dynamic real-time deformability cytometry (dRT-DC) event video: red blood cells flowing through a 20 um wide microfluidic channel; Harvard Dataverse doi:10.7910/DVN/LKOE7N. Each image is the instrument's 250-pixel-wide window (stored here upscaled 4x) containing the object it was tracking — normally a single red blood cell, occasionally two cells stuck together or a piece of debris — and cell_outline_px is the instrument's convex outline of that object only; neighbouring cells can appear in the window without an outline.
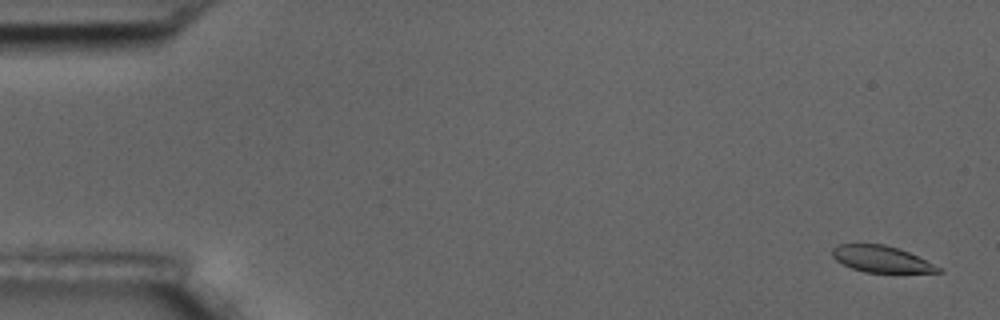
{"species": "common noctule bat (a hibernating species)", "species_latin": "Nyctalus noctula", "temperature_condition": "room temperature", "stored_images_in_passage": 5, "camera_frame_rate_fps": 3000, "um_per_image_px": 0.085, "animal": {"sex": "male", "body_mass_g": 17.5, "forearm_length_mm": 52.3}, "frame": {"image": 1, "passage_image": 1, "time_ms": 0.0, "image_size_px": [1000, 320], "cell_outline_px": [[940, 272], [864, 272], [852, 268], [836, 260], [832, 256], [832, 248], [840, 244], [884, 244], [908, 252], [940, 268]], "centroid_in_image_um": [74.84, 22.01], "position_along_channel_um": 10.2, "area_um2": 15.84}}
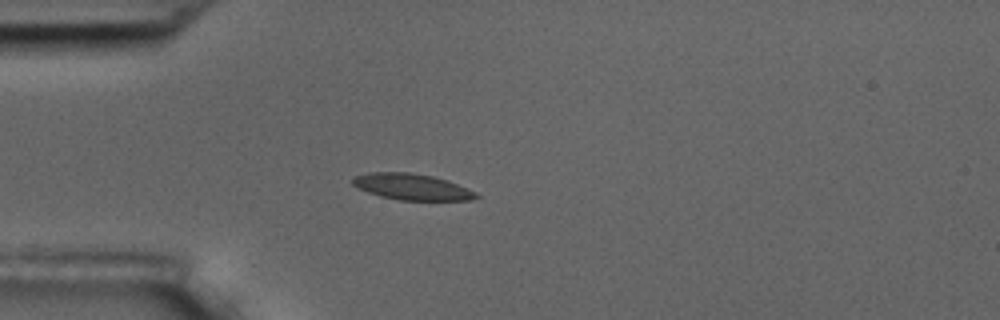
{"frame": {"image": 2, "passage_image": 5, "time_ms": 4.667, "image_size_px": [1000, 320], "cell_outline_px": [[480, 196], [472, 200], [400, 200], [380, 196], [368, 192], [352, 184], [352, 176], [368, 172], [408, 172], [432, 176], [456, 184], [476, 192]], "centroid_in_image_um": [34.97, 15.88], "position_along_channel_um": 50.0, "area_um2": 18.67}}